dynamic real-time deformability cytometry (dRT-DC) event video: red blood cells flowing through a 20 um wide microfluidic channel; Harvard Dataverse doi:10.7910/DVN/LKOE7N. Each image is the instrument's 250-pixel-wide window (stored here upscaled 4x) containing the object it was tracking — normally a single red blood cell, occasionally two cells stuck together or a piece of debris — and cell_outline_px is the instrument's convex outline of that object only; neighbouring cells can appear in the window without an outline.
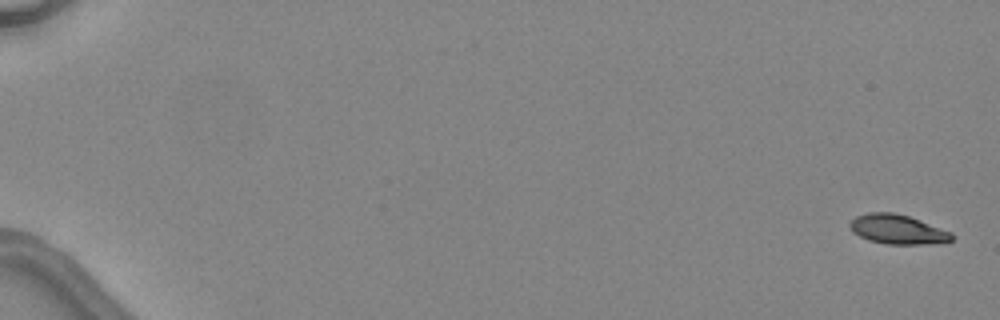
{"species": "common noctule bat (a hibernating species)", "species_latin": "Nyctalus noctula", "temperature_condition": "warm", "stored_images_in_passage": 6, "camera_frame_rate_fps": 3000, "um_per_image_px": 0.085, "animal": {"sex": "female", "body_mass_g": 24.6, "forearm_length_mm": 56.2}, "frame": {"image": 1, "passage_image": 1, "time_ms": 0.0, "image_size_px": [1000, 320], "cell_outline_px": [[952, 240], [920, 244], [884, 244], [868, 240], [852, 232], [848, 224], [856, 216], [868, 212], [892, 212], [908, 216], [952, 232]], "centroid_in_image_um": [76.23, 19.49], "position_along_channel_um": 8.8, "area_um2": 17.28}}
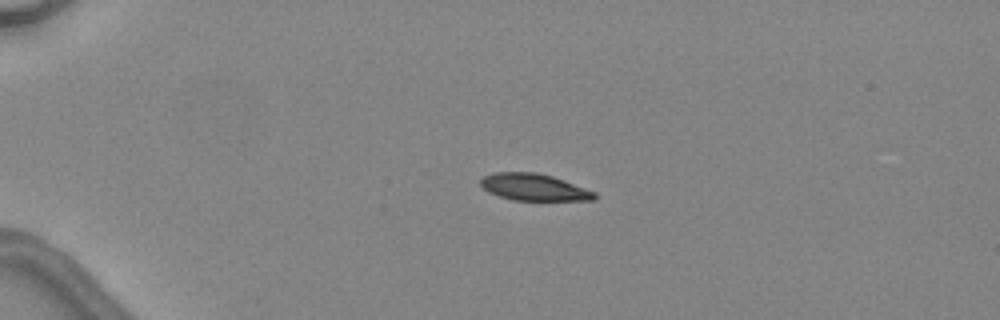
{"frame": {"image": 2, "passage_image": 4, "time_ms": 4.0, "image_size_px": [1000, 320], "cell_outline_px": [[596, 200], [512, 200], [488, 192], [480, 184], [480, 180], [484, 176], [496, 172], [536, 172], [552, 176], [564, 180], [596, 192]], "centroid_in_image_um": [45.39, 15.91], "position_along_channel_um": 39.6, "area_um2": 17.74}}
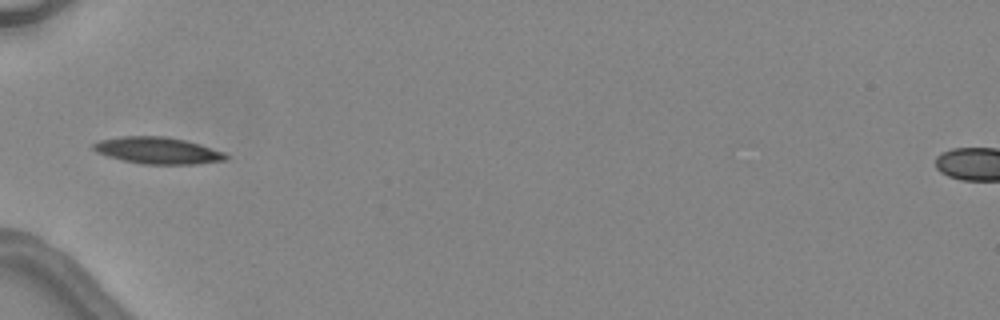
{"frame": {"image": 3, "passage_image": 5, "time_ms": 6.0, "image_size_px": [1000, 320], "cell_outline_px": [[228, 160], [196, 164], [144, 164], [124, 160], [108, 156], [96, 152], [92, 148], [92, 144], [100, 140], [120, 136], [168, 136], [200, 144], [224, 152], [228, 156]], "centroid_in_image_um": [13.42, 12.79], "position_along_channel_um": 71.6, "area_um2": 20.63}}